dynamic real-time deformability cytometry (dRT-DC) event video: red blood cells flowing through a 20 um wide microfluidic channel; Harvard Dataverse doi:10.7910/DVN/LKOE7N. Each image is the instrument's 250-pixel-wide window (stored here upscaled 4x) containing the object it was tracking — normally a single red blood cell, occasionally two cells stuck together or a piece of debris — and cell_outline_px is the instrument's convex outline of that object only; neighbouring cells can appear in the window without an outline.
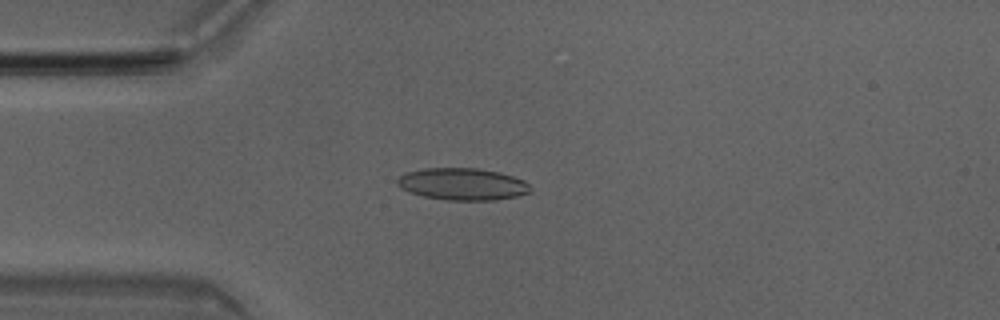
{"species": "Egyptian fruit bat (a non-hibernating species)", "species_latin": "Rousettus aegyptiacus", "temperature_condition": "room temperature", "stored_images_in_passage": 50, "camera_frame_rate_fps": 3000, "um_per_image_px": 0.085, "animal": {"sex": "male"}, "frame": {"image": 1, "passage_image": 13, "time_ms": 4.0, "image_size_px": [1000, 320], "cell_outline_px": [[532, 192], [516, 196], [496, 200], [448, 200], [424, 196], [408, 192], [400, 188], [396, 184], [396, 180], [400, 176], [408, 172], [424, 168], [480, 168], [500, 172], [524, 180], [528, 184]], "centroid_in_image_um": [39.31, 15.64], "position_along_channel_um": 45.7, "area_um2": 24.91}}
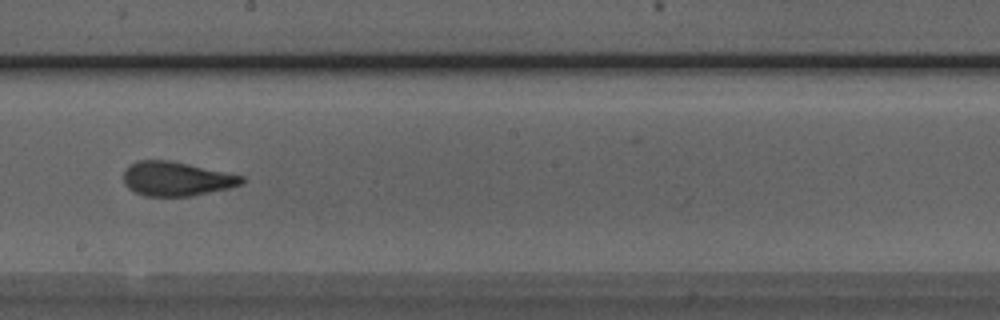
{"frame": {"image": 2, "passage_image": 28, "time_ms": 9.0, "image_size_px": [1000, 320], "cell_outline_px": [[244, 184], [228, 188], [192, 196], [144, 196], [128, 188], [124, 184], [124, 172], [128, 164], [136, 160], [168, 160], [188, 164], [244, 176]], "centroid_in_image_um": [14.97, 15.2], "position_along_channel_um": 233.2, "area_um2": 23.58}}
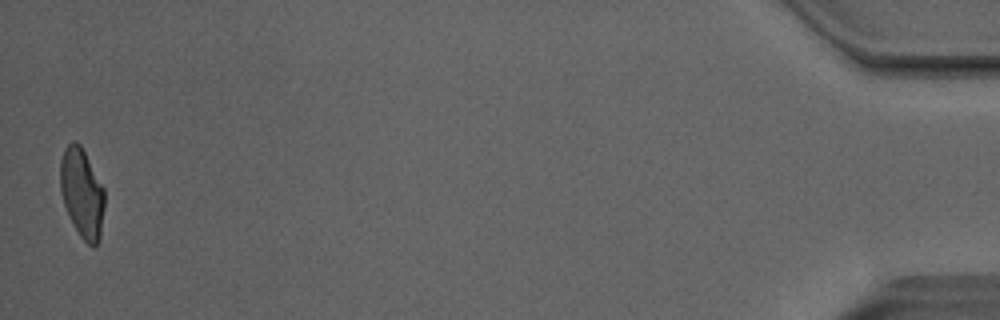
{"frame": {"image": 3, "passage_image": 50, "time_ms": 16.333, "image_size_px": [1000, 320], "cell_outline_px": [[104, 208], [100, 240], [92, 248], [80, 236], [64, 204], [60, 192], [60, 160], [64, 148], [72, 140], [76, 140], [80, 144], [104, 188]], "centroid_in_image_um": [6.97, 16.39], "position_along_channel_um": 428.2, "area_um2": 23.0}, "authors_computed_cell_mechanics": {"area_um2": 23.8714, "velocity_mm_per_s": 4.0411, "shape_relaxation_time_tau1_ms": 6.8104, "shape_relaxation_time_tau2_ms": 1.1681, "deformation_change_tau1": 0.204, "deformation_change_tau2": 0.0913}}